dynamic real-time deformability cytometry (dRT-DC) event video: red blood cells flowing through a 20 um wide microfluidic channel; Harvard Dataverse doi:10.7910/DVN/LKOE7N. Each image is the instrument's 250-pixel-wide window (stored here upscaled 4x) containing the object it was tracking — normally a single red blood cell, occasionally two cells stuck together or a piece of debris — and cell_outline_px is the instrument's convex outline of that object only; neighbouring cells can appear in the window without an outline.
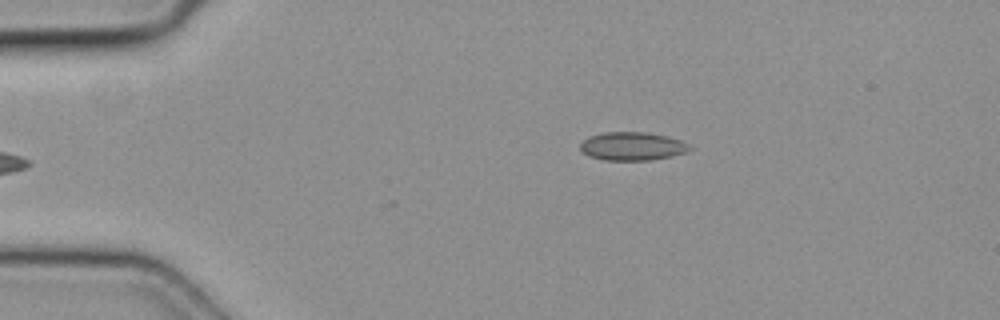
{"species": "common noctule bat (a hibernating species)", "species_latin": "Nyctalus noctula", "temperature_condition": "cold", "stored_images_in_passage": 3, "camera_frame_rate_fps": 3000, "um_per_image_px": 0.085, "animal": {"sex": "female", "body_mass_g": 19.3, "forearm_length_mm": 54.1}, "frame": {"image": 1, "passage_image": 1, "time_ms": 0.0, "image_size_px": [1000, 320], "cell_outline_px": [[692, 148], [684, 152], [672, 156], [652, 160], [604, 160], [588, 156], [580, 148], [580, 144], [588, 136], [604, 132], [648, 132], [668, 136], [680, 140], [688, 144]], "centroid_in_image_um": [53.73, 12.42], "position_along_channel_um": 31.3, "area_um2": 18.09}}
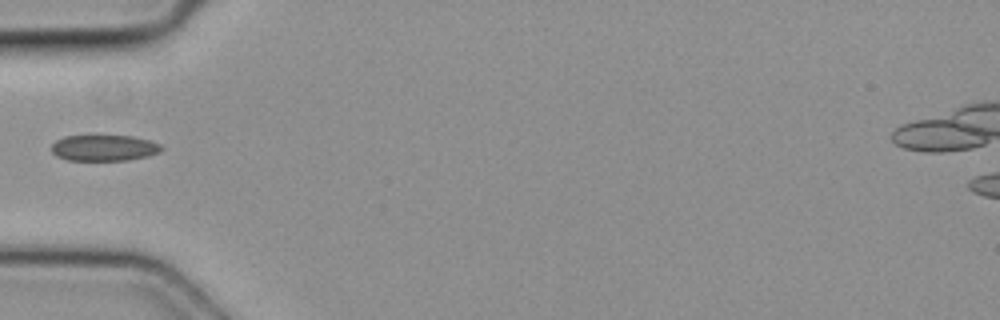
{"frame": {"image": 2, "passage_image": 3, "time_ms": 0.667, "image_size_px": [1000, 320], "cell_outline_px": [[164, 148], [160, 152], [148, 156], [128, 160], [68, 160], [56, 156], [52, 152], [52, 144], [56, 140], [64, 136], [92, 132], [132, 136], [148, 140], [160, 144]], "centroid_in_image_um": [8.81, 12.51], "position_along_channel_um": 76.2, "area_um2": 17.63}}